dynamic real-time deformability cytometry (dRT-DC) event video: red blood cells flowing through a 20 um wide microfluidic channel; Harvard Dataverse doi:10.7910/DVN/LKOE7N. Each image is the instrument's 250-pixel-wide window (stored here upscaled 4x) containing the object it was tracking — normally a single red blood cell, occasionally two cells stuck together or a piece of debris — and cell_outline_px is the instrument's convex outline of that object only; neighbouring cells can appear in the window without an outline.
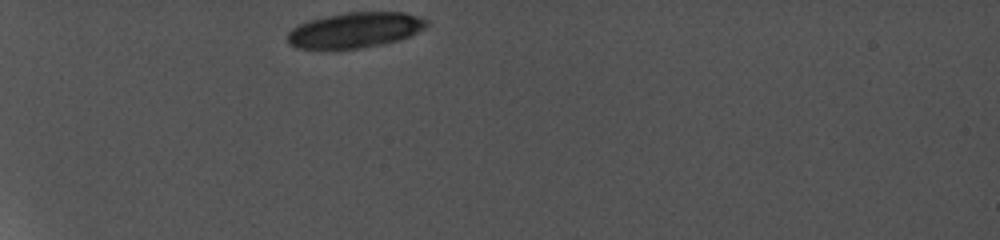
{"species": "common noctule bat (a hibernating species)", "species_latin": "Nyctalus noctula", "temperature_condition": "cold", "stored_images_in_passage": 2, "camera_frame_rate_fps": 5000, "um_per_image_px": 0.085, "animal": {"sex": "female", "body_mass_g": 19.0, "forearm_length_mm": 56.7}, "frame": {"image": 1, "passage_image": 1, "time_ms": 0.0, "image_size_px": [1000, 240], "cell_outline_px": [[428, 24], [424, 28], [400, 40], [384, 44], [360, 48], [332, 52], [324, 52], [296, 48], [288, 44], [288, 32], [292, 28], [308, 20], [344, 12], [404, 12], [428, 20]], "centroid_in_image_um": [30.09, 2.61], "position_along_channel_um": 54.9, "area_um2": 29.59}}